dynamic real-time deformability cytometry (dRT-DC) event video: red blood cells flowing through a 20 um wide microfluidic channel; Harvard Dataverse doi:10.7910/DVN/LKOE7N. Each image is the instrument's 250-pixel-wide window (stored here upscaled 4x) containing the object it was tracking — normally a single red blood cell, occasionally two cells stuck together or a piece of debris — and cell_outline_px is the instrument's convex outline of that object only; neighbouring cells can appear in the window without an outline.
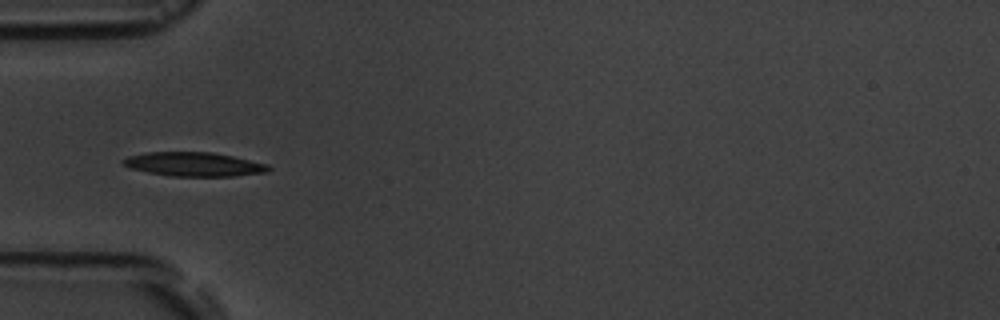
{"species": "common noctule bat (a hibernating species)", "species_latin": "Nyctalus noctula", "temperature_condition": "room temperature", "stored_images_in_passage": 8, "camera_frame_rate_fps": 3000, "um_per_image_px": 0.085, "animal": {"sex": "male", "body_mass_g": 19.5, "forearm_length_mm": 54.6}, "frame": {"image": 1, "passage_image": 5, "time_ms": 4.667, "image_size_px": [1000, 320], "cell_outline_px": [[272, 168], [268, 172], [232, 176], [172, 176], [148, 172], [132, 168], [124, 164], [120, 160], [128, 156], [148, 152], [212, 152], [232, 156], [268, 164]], "centroid_in_image_um": [16.51, 13.96], "position_along_channel_um": 68.5, "area_um2": 20.23}}
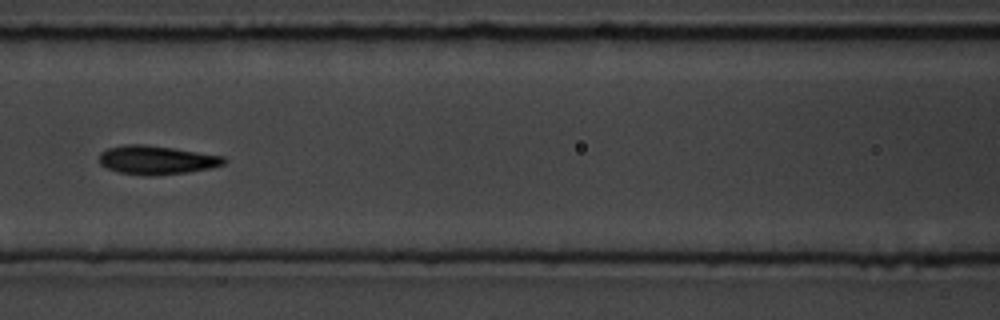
{"frame": {"image": 2, "passage_image": 7, "time_ms": 7.0, "image_size_px": [1000, 320], "cell_outline_px": [[228, 160], [224, 164], [208, 168], [188, 172], [156, 176], [144, 176], [120, 172], [108, 168], [100, 164], [100, 152], [108, 148], [124, 144], [140, 144], [172, 148], [224, 156]], "centroid_in_image_um": [13.31, 13.6], "position_along_channel_um": 153.3, "area_um2": 20.81}}
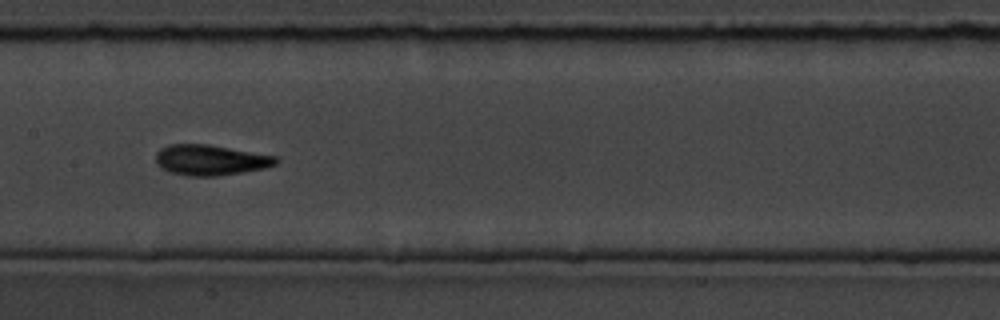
{"frame": {"image": 3, "passage_image": 8, "time_ms": 8.0, "image_size_px": [1000, 320], "cell_outline_px": [[280, 160], [276, 164], [264, 168], [244, 172], [216, 176], [188, 176], [168, 172], [160, 168], [156, 164], [156, 152], [160, 148], [168, 144], [208, 144], [276, 156]], "centroid_in_image_um": [17.85, 13.6], "position_along_channel_um": 189.5, "area_um2": 21.56}}